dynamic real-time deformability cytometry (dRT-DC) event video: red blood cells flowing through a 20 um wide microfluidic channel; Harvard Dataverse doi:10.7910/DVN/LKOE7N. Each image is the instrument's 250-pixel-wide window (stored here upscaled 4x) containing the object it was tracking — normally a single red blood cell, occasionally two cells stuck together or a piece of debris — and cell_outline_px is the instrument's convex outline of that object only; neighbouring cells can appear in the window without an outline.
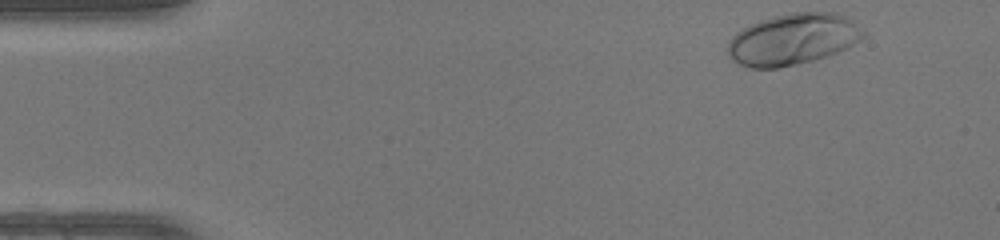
{"species": "human", "species_latin": "Homo sapiens", "temperature_condition": "warm", "stored_images_in_passage": 11, "camera_frame_rate_fps": 3000, "um_per_image_px": 0.085, "donor": {"sex": "female"}, "frame": {"image": 1, "passage_image": 1, "time_ms": 0.0, "image_size_px": [1000, 240], "cell_outline_px": [[868, 36], [828, 56], [796, 64], [776, 68], [752, 68], [740, 64], [732, 60], [728, 56], [728, 40], [736, 32], [760, 20], [792, 12], [836, 12], [848, 16], [868, 32]], "centroid_in_image_um": [67.44, 3.32], "position_along_channel_um": 17.6, "area_um2": 40.69}}